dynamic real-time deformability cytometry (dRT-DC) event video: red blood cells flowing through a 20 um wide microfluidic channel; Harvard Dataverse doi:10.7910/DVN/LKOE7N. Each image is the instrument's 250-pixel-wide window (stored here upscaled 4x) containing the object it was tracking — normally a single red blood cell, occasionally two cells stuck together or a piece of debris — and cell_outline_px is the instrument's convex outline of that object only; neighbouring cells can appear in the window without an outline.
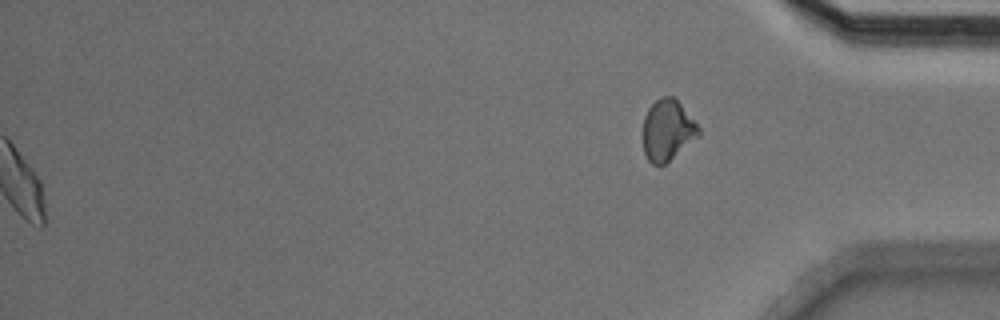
{"species": "Egyptian fruit bat (a non-hibernating species)", "species_latin": "Rousettus aegyptiacus", "temperature_condition": "cold", "stored_images_in_passage": 47, "segment_of_instrument_passage": [2, 2], "camera_frame_rate_fps": 3000, "um_per_image_px": 0.085, "animal": {"sex": "male"}, "frame": {"image": 1, "passage_image": 47, "time_ms": 15.333, "image_size_px": [1000, 320], "cell_outline_px": [[700, 136], [664, 164], [652, 164], [648, 160], [644, 152], [644, 116], [648, 108], [660, 96], [672, 96], [680, 104], [700, 128]], "centroid_in_image_um": [56.74, 11.06], "position_along_channel_um": 378.5, "area_um2": 19.48}}